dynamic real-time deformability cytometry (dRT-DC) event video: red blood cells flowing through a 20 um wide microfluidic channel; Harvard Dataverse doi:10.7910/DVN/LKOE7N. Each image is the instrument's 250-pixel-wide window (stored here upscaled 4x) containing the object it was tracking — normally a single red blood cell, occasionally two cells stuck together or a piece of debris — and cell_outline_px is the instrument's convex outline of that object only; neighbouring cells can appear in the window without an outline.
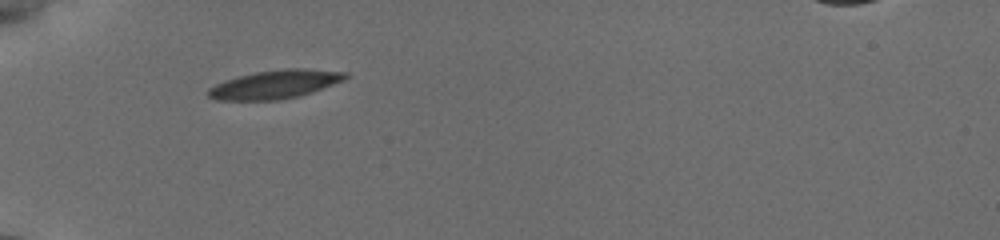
{"species": "common noctule bat (a hibernating species)", "species_latin": "Nyctalus noctula", "temperature_condition": "cold", "stored_images_in_passage": 23, "camera_frame_rate_fps": 3000, "um_per_image_px": 0.085, "animal": {"sex": "female", "body_mass_g": 19.5, "forearm_length_mm": 54.1}, "frame": {"image": 1, "passage_image": 1, "time_ms": 0.0, "image_size_px": [1000, 240], "cell_outline_px": [[348, 76], [344, 80], [312, 92], [300, 96], [280, 100], [216, 100], [208, 96], [208, 88], [224, 80], [236, 76], [256, 72], [288, 68], [304, 68], [348, 72]], "centroid_in_image_um": [23.38, 7.17], "position_along_channel_um": 61.6, "area_um2": 22.89}}
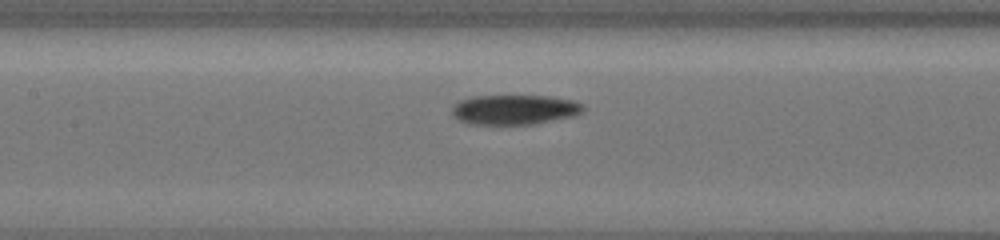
{"frame": {"image": 2, "passage_image": 15, "time_ms": 3.0, "image_size_px": [1000, 240], "cell_outline_px": [[584, 108], [576, 116], [536, 124], [468, 124], [452, 116], [452, 108], [460, 100], [472, 96], [552, 96], [576, 100], [584, 104]], "centroid_in_image_um": [43.78, 9.32], "position_along_channel_um": 163.6, "area_um2": 23.06}}
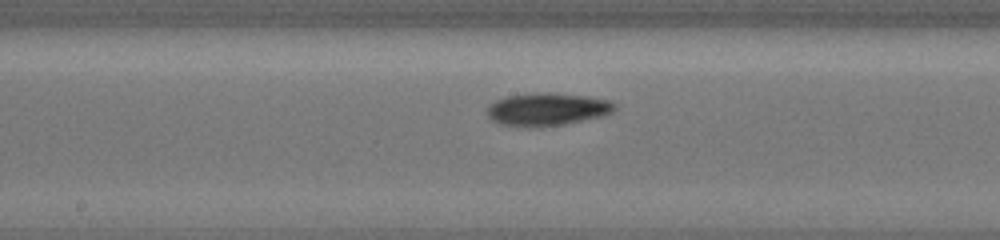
{"frame": {"image": 3, "passage_image": 22, "time_ms": 4.0, "image_size_px": [1000, 240], "cell_outline_px": [[616, 108], [612, 112], [604, 116], [564, 124], [540, 128], [524, 128], [500, 124], [492, 120], [488, 116], [488, 108], [496, 100], [508, 96], [588, 96], [612, 100], [616, 104]], "centroid_in_image_um": [46.56, 9.37], "position_along_channel_um": 201.6, "area_um2": 23.47}}